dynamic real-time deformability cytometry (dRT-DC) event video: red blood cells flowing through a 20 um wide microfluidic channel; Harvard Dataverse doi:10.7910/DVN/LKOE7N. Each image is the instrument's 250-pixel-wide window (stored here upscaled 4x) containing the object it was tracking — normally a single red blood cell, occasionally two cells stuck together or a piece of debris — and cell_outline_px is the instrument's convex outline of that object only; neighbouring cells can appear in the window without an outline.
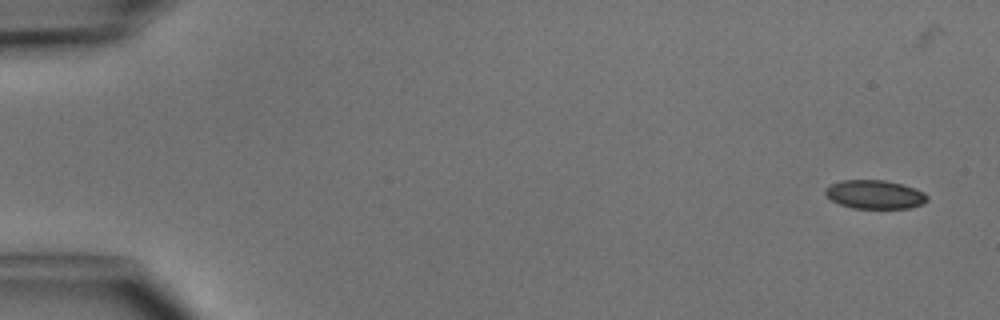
{"species": "common noctule bat (a hibernating species)", "species_latin": "Nyctalus noctula", "temperature_condition": "cold", "stored_images_in_passage": 6, "camera_frame_rate_fps": 3000, "um_per_image_px": 0.085, "animal": {"sex": "male", "body_mass_g": 15.6}, "frame": {"image": 1, "passage_image": 1, "time_ms": 0.0, "image_size_px": [1000, 320], "cell_outline_px": [[928, 200], [924, 204], [908, 208], [852, 208], [840, 204], [832, 200], [824, 192], [824, 188], [840, 180], [884, 180], [904, 184], [916, 188], [924, 192], [928, 196]], "centroid_in_image_um": [74.39, 16.52], "position_along_channel_um": 10.6, "area_um2": 17.17}}
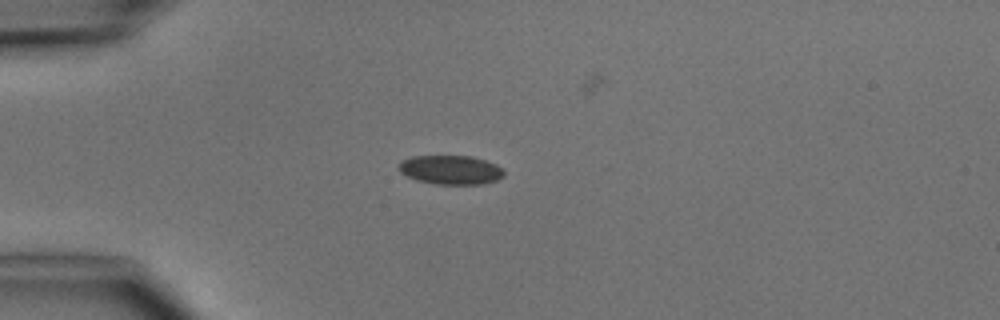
{"frame": {"image": 2, "passage_image": 4, "time_ms": 3.667, "image_size_px": [1000, 320], "cell_outline_px": [[504, 176], [496, 180], [484, 184], [436, 184], [416, 180], [400, 172], [400, 160], [412, 156], [472, 156], [496, 164], [504, 172]], "centroid_in_image_um": [38.31, 14.44], "position_along_channel_um": 46.7, "area_um2": 17.74}}